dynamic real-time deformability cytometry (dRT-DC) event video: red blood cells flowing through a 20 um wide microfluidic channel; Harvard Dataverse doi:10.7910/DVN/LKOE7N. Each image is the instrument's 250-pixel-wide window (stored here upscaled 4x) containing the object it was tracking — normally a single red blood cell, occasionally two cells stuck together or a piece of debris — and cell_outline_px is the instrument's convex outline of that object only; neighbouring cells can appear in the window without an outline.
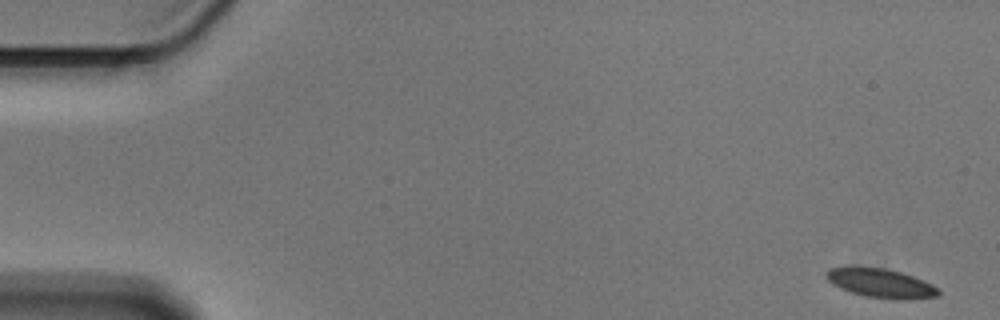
{"species": "Egyptian fruit bat (a non-hibernating species)", "species_latin": "Rousettus aegyptiacus", "temperature_condition": "cold", "stored_images_in_passage": 55, "camera_frame_rate_fps": 3000, "um_per_image_px": 0.085, "animal": {"sex": "male"}, "frame": {"image": 1, "passage_image": 1, "time_ms": 0.0, "image_size_px": [1000, 320], "cell_outline_px": [[940, 296], [908, 300], [896, 300], [864, 296], [840, 288], [832, 284], [824, 276], [828, 268], [844, 264], [848, 264], [884, 268], [900, 272], [912, 276], [932, 284], [940, 288]], "centroid_in_image_um": [74.81, 24.04], "position_along_channel_um": 10.2, "area_um2": 19.77}}
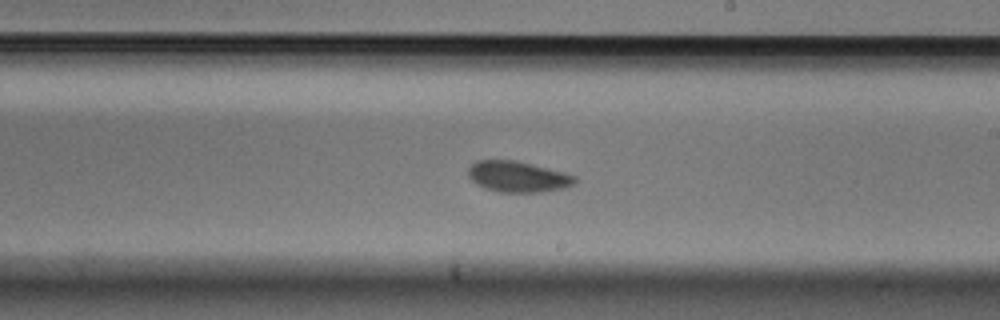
{"frame": {"image": 2, "passage_image": 32, "time_ms": 10.333, "image_size_px": [1000, 320], "cell_outline_px": [[576, 180], [572, 184], [564, 188], [540, 192], [496, 192], [484, 188], [476, 184], [468, 176], [468, 168], [476, 160], [516, 160], [564, 172], [576, 176]], "centroid_in_image_um": [43.98, 15.01], "position_along_channel_um": 245.0, "area_um2": 19.25}}
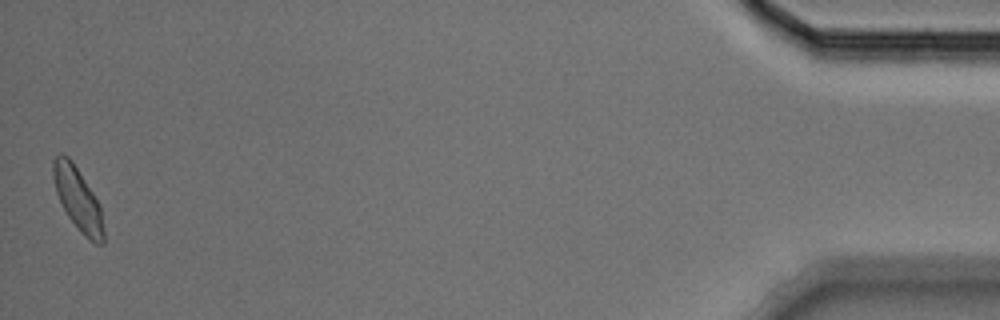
{"frame": {"image": 3, "passage_image": 55, "time_ms": 18.0, "image_size_px": [1000, 320], "cell_outline_px": [[104, 244], [96, 244], [88, 240], [80, 232], [68, 216], [56, 192], [52, 176], [52, 160], [60, 152], [68, 156], [72, 160], [100, 204], [104, 232]], "centroid_in_image_um": [6.61, 16.91], "position_along_channel_um": 428.6, "area_um2": 18.55}, "authors_computed_cell_mechanics": {"area_um2": 19.2474, "velocity_mm_per_s": 3.5683, "shape_relaxation_time_tau1_ms": 2.5196, "shape_relaxation_time_tau2_ms": 1.5377, "deformation_change_tau1": 0.1006, "deformation_change_tau2": 0.0689}}